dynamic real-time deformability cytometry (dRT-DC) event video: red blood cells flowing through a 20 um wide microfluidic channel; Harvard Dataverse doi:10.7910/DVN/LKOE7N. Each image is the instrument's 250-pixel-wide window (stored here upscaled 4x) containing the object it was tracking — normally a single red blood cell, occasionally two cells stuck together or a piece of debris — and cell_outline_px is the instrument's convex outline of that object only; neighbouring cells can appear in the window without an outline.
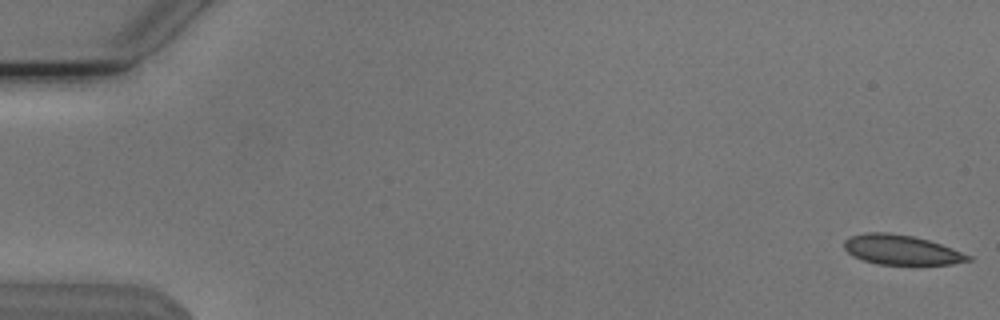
{"species": "Egyptian fruit bat (a non-hibernating species)", "species_latin": "Rousettus aegyptiacus", "temperature_condition": "cold", "stored_images_in_passage": 11, "camera_frame_rate_fps": 3000, "um_per_image_px": 0.085, "animal": {"sex": "male"}, "frame": {"image": 1, "passage_image": 1, "time_ms": 0.0, "image_size_px": [1000, 320], "cell_outline_px": [[972, 260], [952, 264], [876, 264], [860, 260], [852, 256], [844, 248], [844, 240], [852, 236], [868, 232], [888, 232], [912, 236], [928, 240], [952, 248], [972, 256]], "centroid_in_image_um": [76.59, 21.24], "position_along_channel_um": 8.4, "area_um2": 21.44}}